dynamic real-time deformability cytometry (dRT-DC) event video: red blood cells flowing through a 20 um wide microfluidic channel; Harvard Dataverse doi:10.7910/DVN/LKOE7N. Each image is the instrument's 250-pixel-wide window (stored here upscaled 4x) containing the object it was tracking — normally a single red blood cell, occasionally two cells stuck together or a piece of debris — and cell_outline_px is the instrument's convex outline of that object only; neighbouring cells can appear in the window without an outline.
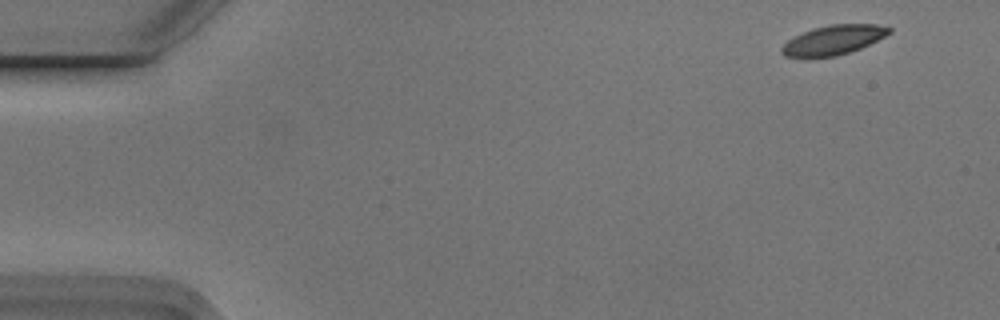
{"species": "Egyptian fruit bat (a non-hibernating species)", "species_latin": "Rousettus aegyptiacus", "temperature_condition": "cold", "stored_images_in_passage": 7, "camera_frame_rate_fps": 3000, "um_per_image_px": 0.085, "animal": {"sex": "male"}, "frame": {"image": 1, "passage_image": 1, "time_ms": 0.0, "image_size_px": [1000, 320], "cell_outline_px": [[892, 32], [860, 48], [836, 56], [808, 60], [784, 56], [780, 52], [780, 48], [788, 40], [812, 28], [828, 24], [876, 24], [892, 28]], "centroid_in_image_um": [70.76, 3.43], "position_along_channel_um": 14.2, "area_um2": 18.84}}
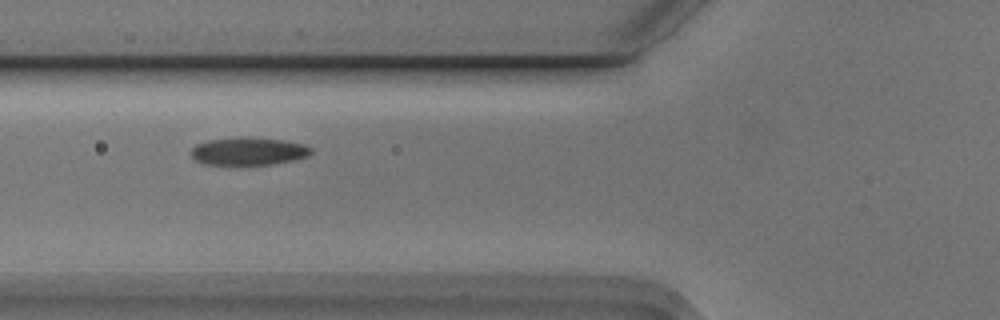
{"frame": {"image": 2, "passage_image": 6, "time_ms": 1.667, "image_size_px": [1000, 320], "cell_outline_px": [[312, 152], [308, 156], [292, 160], [272, 164], [204, 164], [196, 160], [188, 152], [196, 144], [208, 140], [240, 136], [248, 136], [284, 140], [304, 144], [312, 148]], "centroid_in_image_um": [21.1, 12.83], "position_along_channel_um": 104.7, "area_um2": 19.59}}
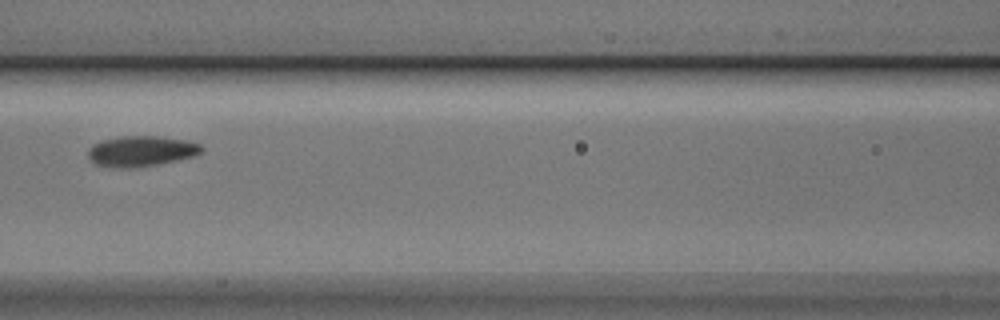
{"frame": {"image": 3, "passage_image": 7, "time_ms": 2.0, "image_size_px": [1000, 320], "cell_outline_px": [[204, 148], [200, 152], [192, 156], [176, 160], [156, 164], [128, 168], [96, 164], [88, 156], [88, 148], [92, 144], [100, 140], [120, 136], [160, 136], [188, 140], [200, 144]], "centroid_in_image_um": [11.99, 12.81], "position_along_channel_um": 154.6, "area_um2": 20.0}}